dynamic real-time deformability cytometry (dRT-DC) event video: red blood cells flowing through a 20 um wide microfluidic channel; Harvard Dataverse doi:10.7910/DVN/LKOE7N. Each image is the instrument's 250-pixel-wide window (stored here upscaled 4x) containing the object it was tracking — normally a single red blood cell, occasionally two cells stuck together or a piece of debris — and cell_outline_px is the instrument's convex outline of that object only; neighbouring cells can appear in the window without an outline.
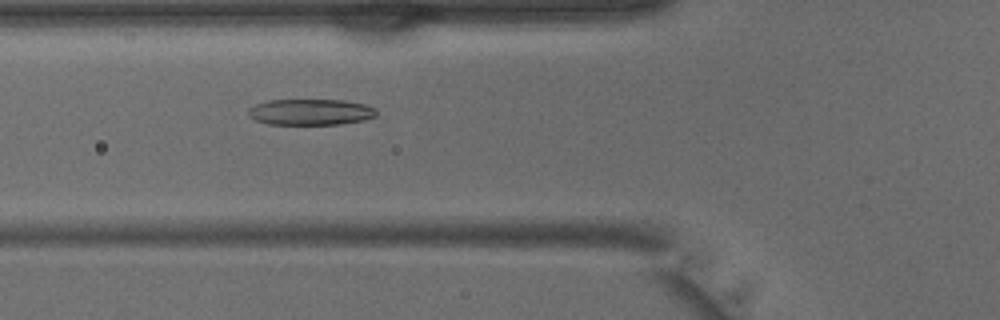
{"species": "common noctule bat (a hibernating species)", "species_latin": "Nyctalus noctula", "temperature_condition": "warm", "stored_images_in_passage": 41, "camera_frame_rate_fps": 3000, "um_per_image_px": 0.085, "animal": {"sex": "male", "body_mass_g": 15.6}, "frame": {"image": 1, "passage_image": 15, "time_ms": 4.667, "image_size_px": [1000, 320], "cell_outline_px": [[376, 116], [364, 120], [340, 124], [268, 124], [256, 120], [248, 116], [248, 108], [256, 104], [268, 100], [340, 100], [368, 104], [376, 108]], "centroid_in_image_um": [26.41, 9.52], "position_along_channel_um": 99.4, "area_um2": 19.54}}
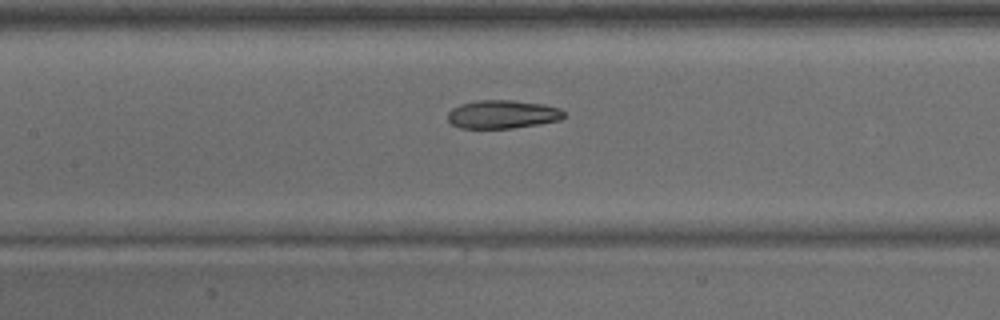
{"frame": {"image": 2, "passage_image": 19, "time_ms": 6.0, "image_size_px": [1000, 320], "cell_outline_px": [[564, 116], [560, 120], [540, 124], [512, 128], [460, 128], [452, 124], [448, 120], [448, 112], [452, 108], [460, 104], [476, 100], [512, 100], [544, 104], [560, 108], [564, 112]], "centroid_in_image_um": [42.71, 9.71], "position_along_channel_um": 164.7, "area_um2": 19.31}}
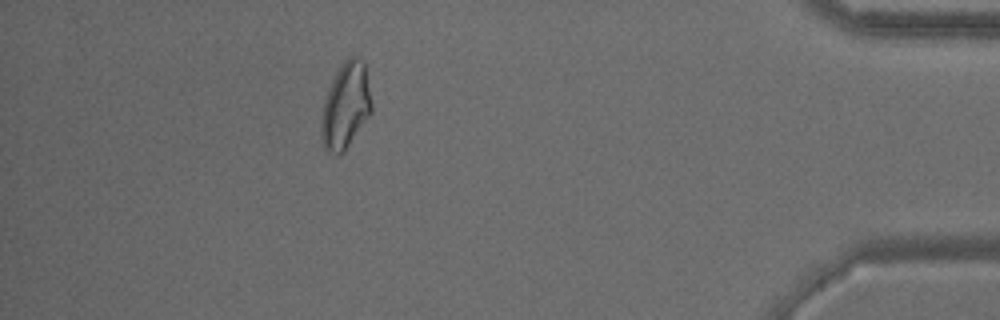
{"frame": {"image": 3, "passage_image": 37, "time_ms": 12.0, "image_size_px": [1000, 320], "cell_outline_px": [[372, 112], [344, 152], [340, 156], [324, 148], [320, 136], [320, 128], [324, 100], [328, 88], [340, 64], [348, 56], [356, 56], [364, 60], [372, 104]], "centroid_in_image_um": [29.38, 8.98], "position_along_channel_um": 405.8, "area_um2": 25.43}}